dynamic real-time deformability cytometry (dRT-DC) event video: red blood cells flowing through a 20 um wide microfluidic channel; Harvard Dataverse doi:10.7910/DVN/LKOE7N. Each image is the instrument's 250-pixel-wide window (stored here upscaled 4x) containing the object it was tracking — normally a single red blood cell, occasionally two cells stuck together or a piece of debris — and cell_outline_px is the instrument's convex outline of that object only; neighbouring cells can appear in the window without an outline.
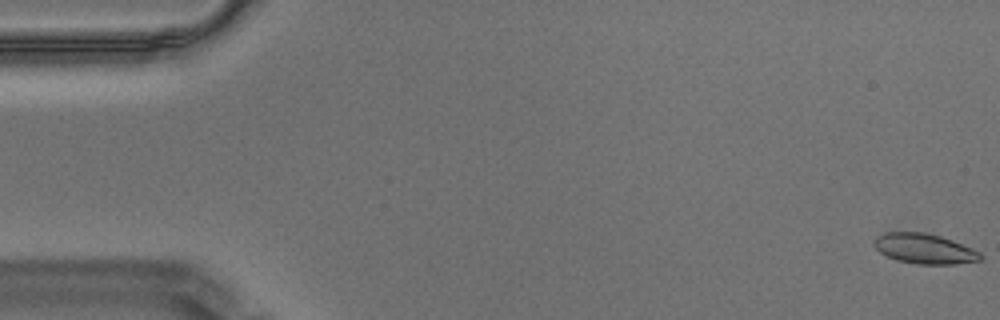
{"species": "Egyptian fruit bat (a non-hibernating species)", "species_latin": "Rousettus aegyptiacus", "temperature_condition": "warm", "stored_images_in_passage": 58, "camera_frame_rate_fps": 3000, "um_per_image_px": 0.085, "animal": {"sex": "male"}, "frame": {"image": 1, "passage_image": 1, "time_ms": 0.0, "image_size_px": [1000, 320], "cell_outline_px": [[984, 256], [980, 260], [956, 264], [916, 264], [896, 260], [880, 252], [872, 244], [872, 240], [876, 236], [884, 232], [924, 232], [940, 236], [952, 240], [972, 248], [980, 252]], "centroid_in_image_um": [78.55, 21.13], "position_along_channel_um": 6.4, "area_um2": 18.79}}
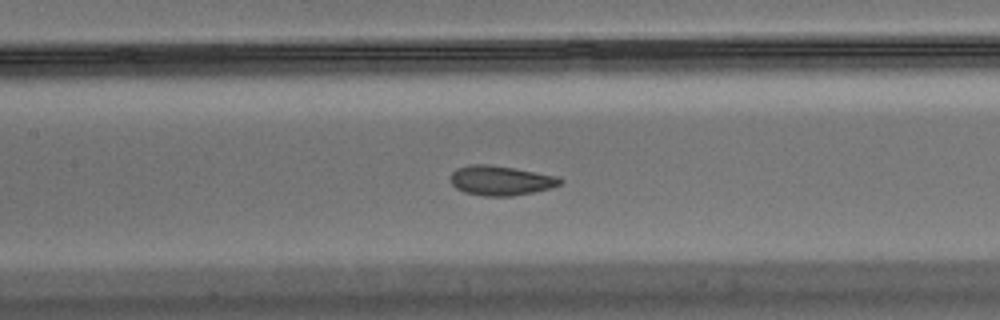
{"frame": {"image": 2, "passage_image": 27, "time_ms": 8.667, "image_size_px": [1000, 320], "cell_outline_px": [[564, 184], [552, 188], [512, 196], [484, 196], [464, 192], [456, 188], [452, 184], [452, 172], [456, 168], [468, 164], [492, 164], [516, 168], [556, 176], [564, 180]], "centroid_in_image_um": [42.59, 15.33], "position_along_channel_um": 164.8, "area_um2": 19.13}}
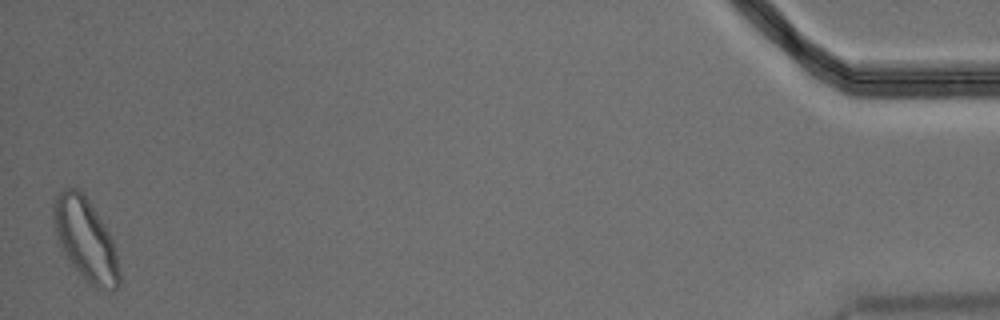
{"frame": {"image": 3, "passage_image": 58, "time_ms": 19.0, "image_size_px": [1000, 320], "cell_outline_px": [[120, 284], [112, 292], [96, 288], [68, 260], [60, 248], [56, 236], [52, 216], [52, 204], [56, 196], [68, 184], [76, 188], [88, 200], [112, 236], [120, 272]], "centroid_in_image_um": [7.26, 20.33], "position_along_channel_um": 427.9, "area_um2": 31.5}, "authors_computed_cell_mechanics": {"area_um2": 18.785, "velocity_mm_per_s": 3.4537, "shape_relaxation_time_tau1_ms": 5.9605, "shape_relaxation_time_tau2_ms": 1.312, "deformation_change_tau1": 0.1393, "deformation_change_tau2": 0.0783}}